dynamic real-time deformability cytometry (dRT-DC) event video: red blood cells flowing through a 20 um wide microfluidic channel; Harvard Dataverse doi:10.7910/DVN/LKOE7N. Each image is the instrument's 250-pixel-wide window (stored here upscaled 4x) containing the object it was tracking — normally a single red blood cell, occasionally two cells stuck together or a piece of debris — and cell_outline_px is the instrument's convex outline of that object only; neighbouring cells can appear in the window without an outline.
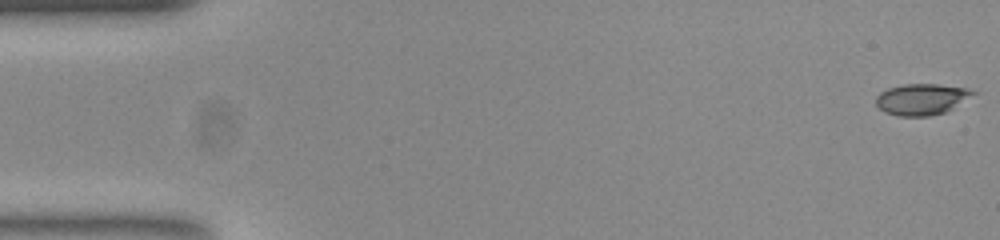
{"species": "common noctule bat (a hibernating species)", "species_latin": "Nyctalus noctula", "temperature_condition": "room temperature", "stored_images_in_passage": 53, "camera_frame_rate_fps": 3000, "um_per_image_px": 0.085, "animal": {"sex": "female", "body_mass_g": 23.0, "forearm_length_mm": 53.4}, "frame": {"image": 1, "passage_image": 1, "time_ms": 0.0, "image_size_px": [1000, 240], "cell_outline_px": [[976, 92], [948, 112], [928, 116], [900, 116], [884, 112], [876, 104], [876, 96], [880, 92], [888, 88], [904, 84], [936, 84], [968, 88]], "centroid_in_image_um": [78.32, 8.44], "position_along_channel_um": 6.7, "area_um2": 17.63}}
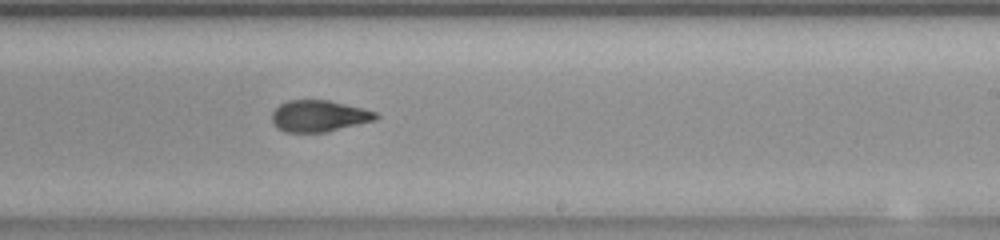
{"frame": {"image": 2, "passage_image": 32, "time_ms": 10.333, "image_size_px": [1000, 240], "cell_outline_px": [[380, 116], [376, 120], [324, 132], [284, 132], [276, 128], [272, 124], [272, 112], [280, 104], [288, 100], [328, 100], [364, 108], [376, 112]], "centroid_in_image_um": [27.1, 9.86], "position_along_channel_um": 261.9, "area_um2": 19.13}}
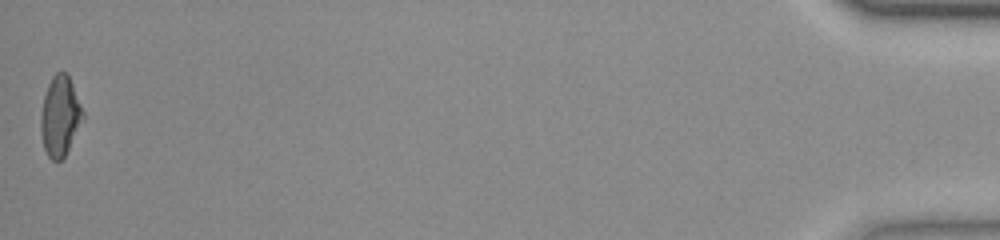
{"frame": {"image": 3, "passage_image": 53, "time_ms": 17.333, "image_size_px": [1000, 240], "cell_outline_px": [[84, 120], [64, 156], [60, 160], [52, 160], [48, 156], [44, 148], [40, 132], [40, 116], [44, 96], [48, 84], [52, 76], [56, 72], [68, 72], [84, 112]], "centroid_in_image_um": [5.11, 9.84], "position_along_channel_um": 430.1, "area_um2": 19.77}, "authors_computed_cell_mechanics": {"area_um2": 19.4208, "velocity_mm_per_s": 3.8565, "shape_relaxation_time_tau1_ms": 7.9946, "shape_relaxation_time_tau2_ms": 1.1075, "deformation_change_tau1": 0.2131, "deformation_change_tau2": 0.0621}}